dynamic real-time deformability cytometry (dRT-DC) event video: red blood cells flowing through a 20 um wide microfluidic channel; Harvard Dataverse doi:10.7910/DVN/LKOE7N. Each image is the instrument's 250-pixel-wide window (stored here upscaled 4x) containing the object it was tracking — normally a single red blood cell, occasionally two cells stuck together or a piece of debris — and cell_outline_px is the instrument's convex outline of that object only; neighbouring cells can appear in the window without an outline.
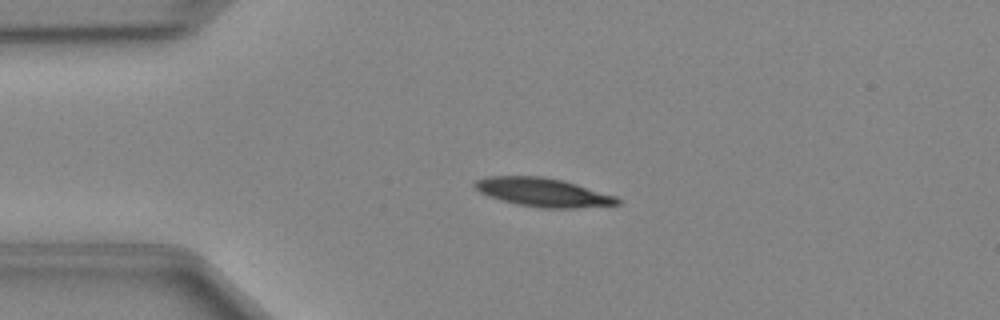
{"species": "Egyptian fruit bat (a non-hibernating species)", "species_latin": "Rousettus aegyptiacus", "temperature_condition": "cold", "stored_images_in_passage": 38, "camera_frame_rate_fps": 3000, "um_per_image_px": 0.085, "animal": {"sex": "female"}, "frame": {"image": 1, "passage_image": 1, "time_ms": 0.0, "image_size_px": [1000, 320], "cell_outline_px": [[620, 204], [576, 208], [540, 208], [516, 204], [500, 200], [488, 196], [480, 192], [472, 184], [476, 180], [488, 176], [540, 176], [560, 180], [576, 184], [616, 196], [620, 200]], "centroid_in_image_um": [46.12, 16.35], "position_along_channel_um": 38.9, "area_um2": 23.7}}
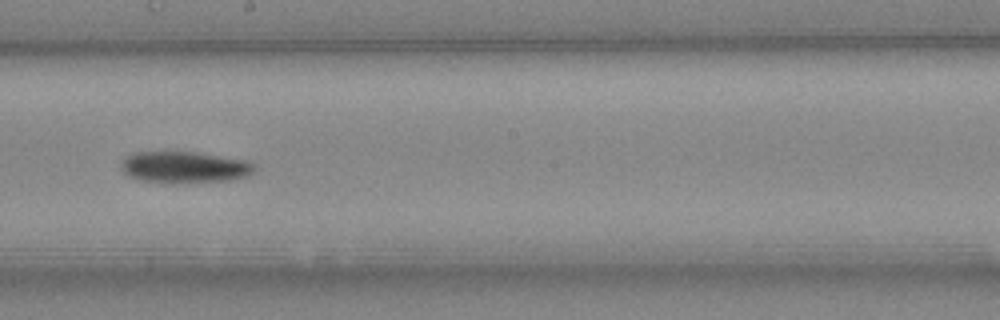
{"frame": {"image": 2, "passage_image": 17, "time_ms": 5.333, "image_size_px": [1000, 320], "cell_outline_px": [[256, 168], [248, 176], [228, 180], [172, 184], [140, 180], [128, 176], [120, 168], [120, 164], [128, 156], [136, 152], [196, 152], [244, 160], [252, 164]], "centroid_in_image_um": [15.64, 14.23], "position_along_channel_um": 232.6, "area_um2": 24.45}}
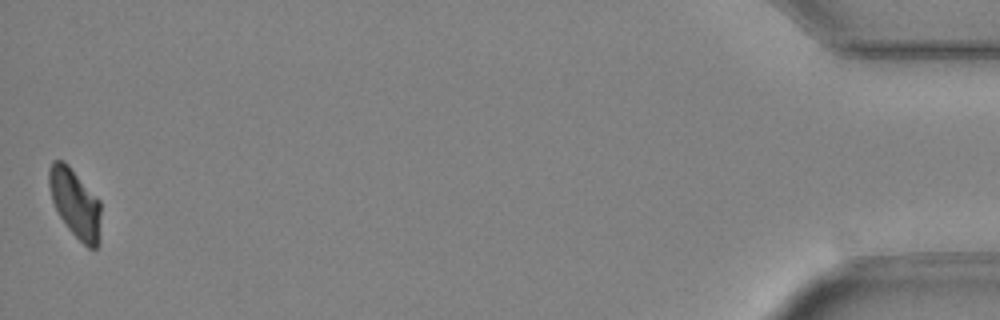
{"frame": {"image": 3, "passage_image": 38, "time_ms": 12.333, "image_size_px": [1000, 320], "cell_outline_px": [[100, 244], [96, 248], [88, 248], [68, 228], [60, 216], [52, 200], [48, 184], [48, 168], [52, 160], [64, 160], [68, 164], [100, 200]], "centroid_in_image_um": [6.39, 17.26], "position_along_channel_um": 428.8, "area_um2": 20.87}}